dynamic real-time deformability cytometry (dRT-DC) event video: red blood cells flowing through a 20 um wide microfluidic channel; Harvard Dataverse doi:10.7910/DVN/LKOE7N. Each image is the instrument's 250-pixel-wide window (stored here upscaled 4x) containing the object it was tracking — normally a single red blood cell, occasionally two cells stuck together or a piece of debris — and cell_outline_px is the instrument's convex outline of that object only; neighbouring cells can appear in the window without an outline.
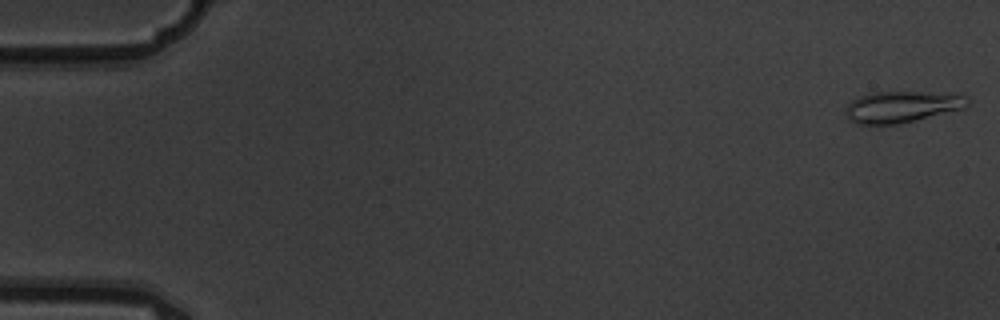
{"species": "common noctule bat (a hibernating species)", "species_latin": "Nyctalus noctula", "temperature_condition": "warm", "stored_images_in_passage": 9, "camera_frame_rate_fps": 3000, "um_per_image_px": 0.085, "animal": {"sex": "male", "body_mass_g": 19.5, "forearm_length_mm": 54.6}, "frame": {"image": 1, "passage_image": 1, "time_ms": 0.0, "image_size_px": [1000, 320], "cell_outline_px": [[968, 104], [964, 108], [900, 124], [856, 124], [848, 120], [844, 112], [844, 108], [856, 96], [868, 92], [928, 92], [964, 96], [968, 100]], "centroid_in_image_um": [76.54, 9.08], "position_along_channel_um": 8.5, "area_um2": 22.37}}
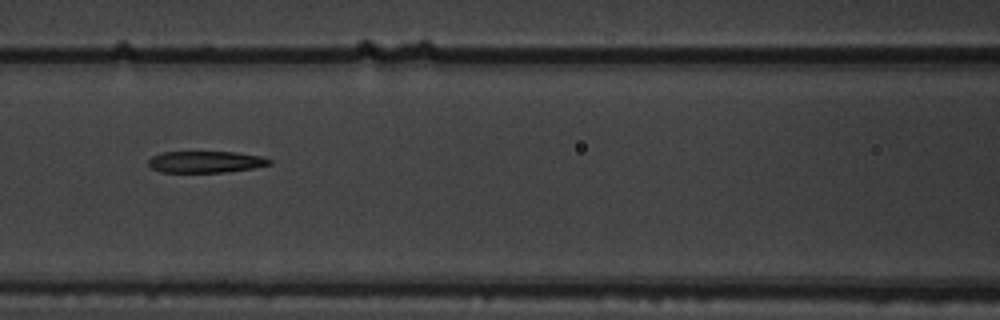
{"frame": {"image": 2, "passage_image": 7, "time_ms": 2.0, "image_size_px": [1000, 320], "cell_outline_px": [[272, 164], [252, 168], [224, 172], [160, 172], [152, 168], [148, 164], [148, 160], [152, 156], [164, 152], [236, 152], [260, 156], [272, 160]], "centroid_in_image_um": [17.48, 13.76], "position_along_channel_um": 149.1, "area_um2": 15.14}}
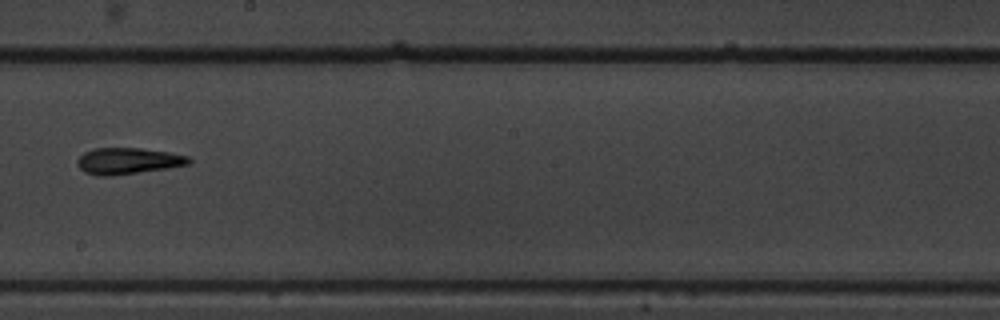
{"frame": {"image": 3, "passage_image": 9, "time_ms": 2.667, "image_size_px": [1000, 320], "cell_outline_px": [[192, 160], [188, 164], [168, 168], [108, 176], [100, 176], [84, 172], [76, 164], [76, 160], [84, 152], [96, 148], [140, 148], [168, 152], [188, 156]], "centroid_in_image_um": [10.85, 13.68], "position_along_channel_um": 237.4, "area_um2": 16.99}}